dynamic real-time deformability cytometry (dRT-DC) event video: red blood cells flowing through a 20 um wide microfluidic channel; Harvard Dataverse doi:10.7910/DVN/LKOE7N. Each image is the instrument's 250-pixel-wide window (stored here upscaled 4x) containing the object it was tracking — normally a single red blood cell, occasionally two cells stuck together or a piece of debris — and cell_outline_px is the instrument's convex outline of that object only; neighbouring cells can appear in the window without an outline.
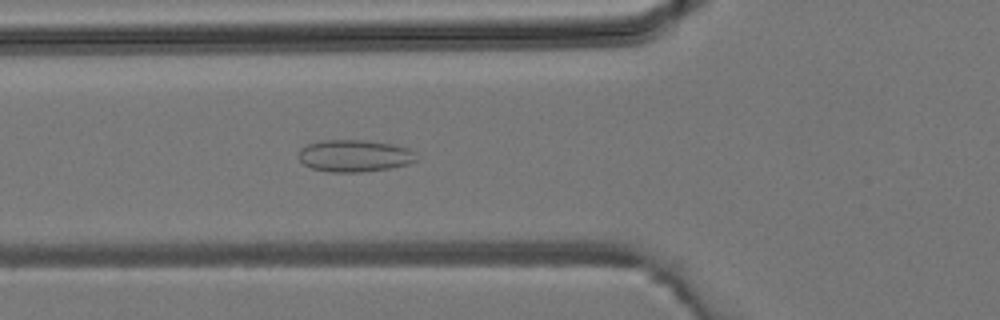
{"species": "common noctule bat (a hibernating species)", "species_latin": "Nyctalus noctula", "temperature_condition": "room temperature", "stored_images_in_passage": 34, "camera_frame_rate_fps": 3000, "um_per_image_px": 0.085, "animal": {"sex": "male", "body_mass_g": 19.2, "forearm_length_mm": 51.8}, "frame": {"image": 1, "passage_image": 7, "time_ms": 2.0, "image_size_px": [1000, 320], "cell_outline_px": [[416, 160], [408, 164], [392, 168], [360, 172], [328, 172], [312, 168], [304, 164], [296, 156], [300, 148], [308, 144], [324, 140], [364, 140], [392, 144], [408, 148], [412, 152]], "centroid_in_image_um": [30.08, 13.25], "position_along_channel_um": 95.7, "area_um2": 21.96}}
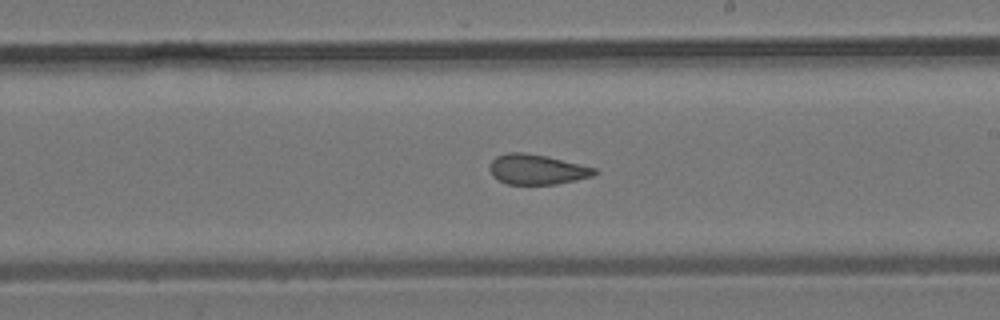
{"frame": {"image": 2, "passage_image": 16, "time_ms": 5.0, "image_size_px": [1000, 320], "cell_outline_px": [[600, 172], [592, 176], [576, 180], [556, 184], [508, 184], [492, 176], [488, 168], [492, 160], [496, 156], [508, 152], [524, 152], [548, 156], [596, 168]], "centroid_in_image_um": [45.64, 14.39], "position_along_channel_um": 243.4, "area_um2": 18.5}}
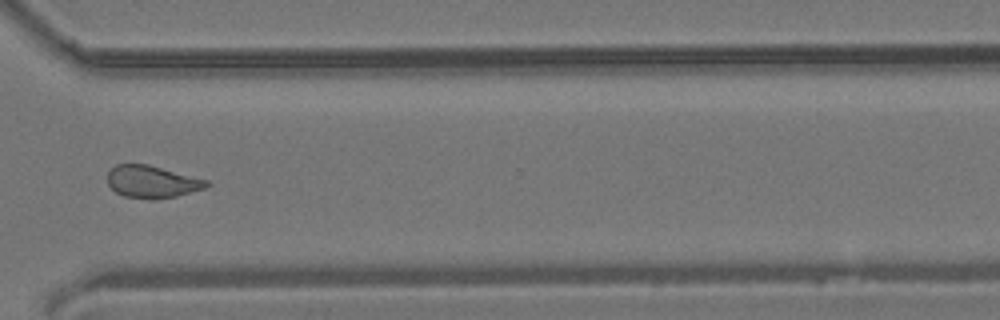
{"frame": {"image": 3, "passage_image": 23, "time_ms": 7.333, "image_size_px": [1000, 320], "cell_outline_px": [[212, 184], [204, 188], [176, 196], [124, 196], [116, 192], [108, 184], [108, 172], [116, 164], [148, 164], [208, 180]], "centroid_in_image_um": [12.93, 15.39], "position_along_channel_um": 357.7, "area_um2": 17.86}}